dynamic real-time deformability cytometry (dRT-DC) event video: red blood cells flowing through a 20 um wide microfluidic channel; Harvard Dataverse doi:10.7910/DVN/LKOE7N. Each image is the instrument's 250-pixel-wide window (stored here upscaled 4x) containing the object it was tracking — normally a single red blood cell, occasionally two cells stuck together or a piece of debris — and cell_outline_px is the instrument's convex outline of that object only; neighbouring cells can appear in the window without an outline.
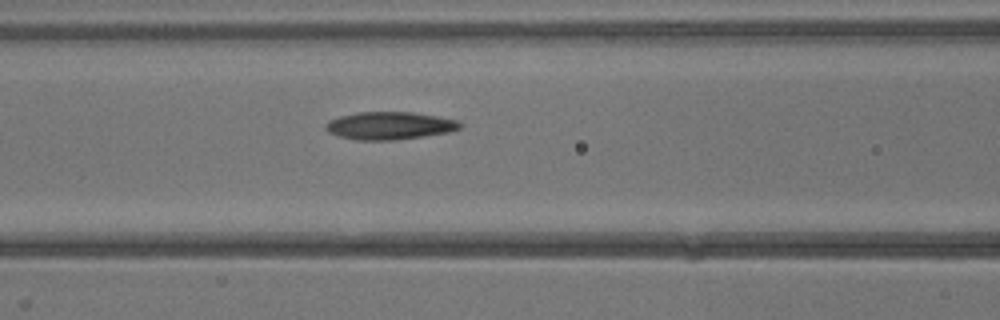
{"species": "common noctule bat (a hibernating species)", "species_latin": "Nyctalus noctula", "temperature_condition": "warm", "stored_images_in_passage": 15, "camera_frame_rate_fps": 3000, "um_per_image_px": 0.085, "animal": {"sex": "male", "body_mass_g": 13.3}, "frame": {"image": 1, "passage_image": 9, "time_ms": 2.667, "image_size_px": [1000, 320], "cell_outline_px": [[464, 124], [460, 128], [448, 132], [396, 140], [356, 140], [340, 136], [328, 132], [324, 128], [324, 124], [328, 120], [340, 116], [360, 112], [412, 112], [456, 120]], "centroid_in_image_um": [33.07, 10.68], "position_along_channel_um": 133.5, "area_um2": 21.56}}
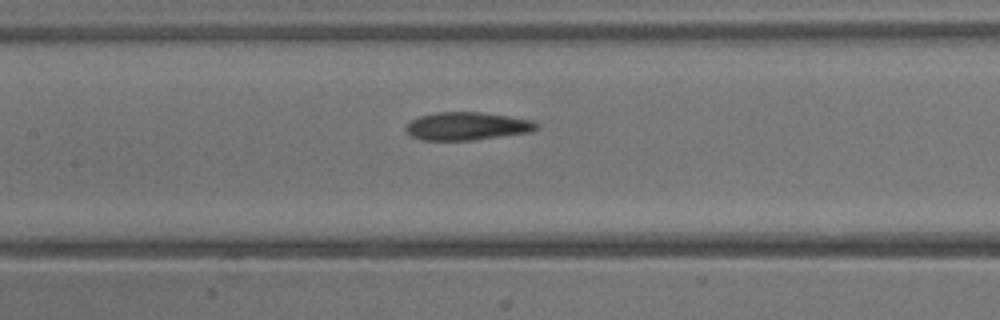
{"frame": {"image": 2, "passage_image": 11, "time_ms": 3.333, "image_size_px": [1000, 320], "cell_outline_px": [[540, 128], [532, 132], [472, 140], [420, 140], [412, 136], [404, 128], [412, 120], [420, 116], [436, 112], [480, 112], [532, 120]], "centroid_in_image_um": [39.7, 10.73], "position_along_channel_um": 167.7, "area_um2": 21.15}}
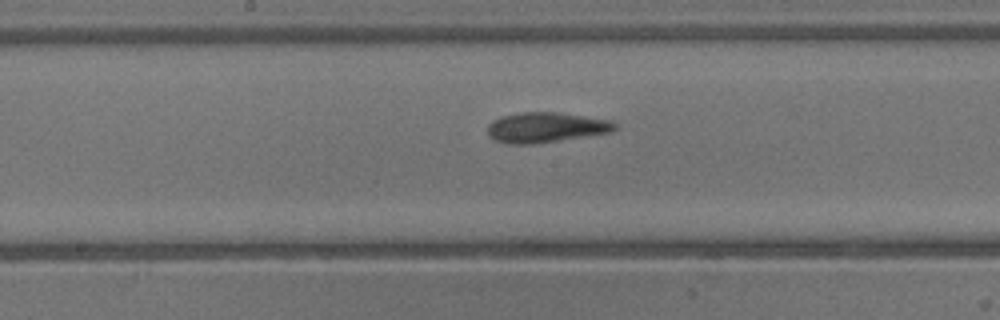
{"frame": {"image": 3, "passage_image": 13, "time_ms": 4.0, "image_size_px": [1000, 320], "cell_outline_px": [[616, 128], [612, 132], [532, 144], [512, 144], [496, 140], [488, 136], [488, 124], [504, 116], [524, 112], [556, 112], [612, 120], [616, 124]], "centroid_in_image_um": [46.43, 10.83], "position_along_channel_um": 201.8, "area_um2": 22.02}}